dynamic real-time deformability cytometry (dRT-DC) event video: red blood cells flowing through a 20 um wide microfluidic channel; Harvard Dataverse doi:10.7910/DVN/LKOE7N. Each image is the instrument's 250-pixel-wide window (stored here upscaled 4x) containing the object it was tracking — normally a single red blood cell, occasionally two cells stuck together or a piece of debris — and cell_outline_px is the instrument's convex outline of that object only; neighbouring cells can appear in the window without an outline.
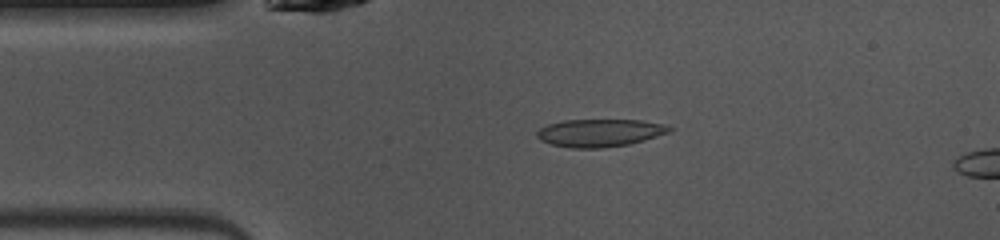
{"species": "common noctule bat (a hibernating species)", "species_latin": "Nyctalus noctula", "temperature_condition": "warm", "stored_images_in_passage": 12, "camera_frame_rate_fps": 3000, "um_per_image_px": 0.085, "animal": {"sex": "female", "body_mass_g": 10.0, "forearm_length_mm": 53.1}, "frame": {"image": 1, "passage_image": 9, "time_ms": 2.667, "image_size_px": [1000, 240], "cell_outline_px": [[672, 128], [668, 132], [644, 140], [628, 144], [604, 148], [572, 148], [552, 144], [540, 140], [536, 136], [536, 132], [540, 128], [548, 124], [564, 120], [640, 120], [660, 124]], "centroid_in_image_um": [50.91, 11.29], "position_along_channel_um": 34.1, "area_um2": 21.1}}